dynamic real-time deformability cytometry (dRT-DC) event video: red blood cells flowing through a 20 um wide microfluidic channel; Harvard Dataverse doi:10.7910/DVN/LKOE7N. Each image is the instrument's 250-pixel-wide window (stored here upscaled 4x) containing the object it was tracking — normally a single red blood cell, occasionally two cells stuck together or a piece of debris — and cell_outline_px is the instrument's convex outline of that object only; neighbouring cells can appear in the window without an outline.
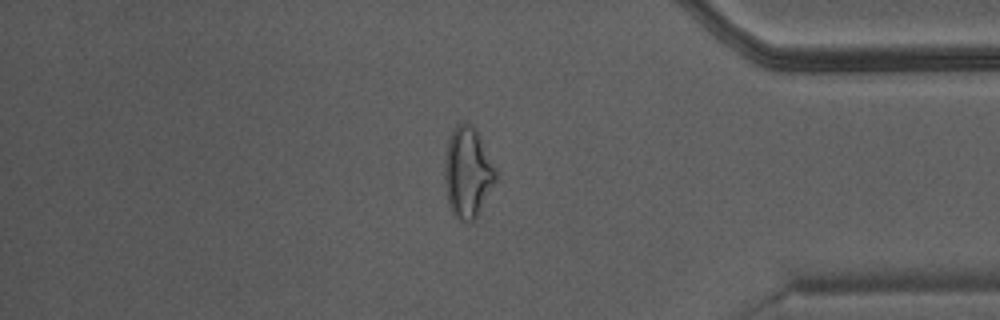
{"species": "Egyptian fruit bat (a non-hibernating species)", "species_latin": "Rousettus aegyptiacus", "temperature_condition": "warm", "stored_images_in_passage": 47, "camera_frame_rate_fps": 3000, "um_per_image_px": 0.085, "animal": {"sex": "male"}, "frame": {"image": 1, "passage_image": 40, "time_ms": 13.0, "image_size_px": [1000, 320], "cell_outline_px": [[496, 180], [480, 212], [472, 220], [460, 220], [452, 212], [448, 200], [444, 180], [444, 160], [448, 140], [456, 124], [472, 124], [496, 168]], "centroid_in_image_um": [39.74, 14.66], "position_along_channel_um": 395.5, "area_um2": 26.53}}